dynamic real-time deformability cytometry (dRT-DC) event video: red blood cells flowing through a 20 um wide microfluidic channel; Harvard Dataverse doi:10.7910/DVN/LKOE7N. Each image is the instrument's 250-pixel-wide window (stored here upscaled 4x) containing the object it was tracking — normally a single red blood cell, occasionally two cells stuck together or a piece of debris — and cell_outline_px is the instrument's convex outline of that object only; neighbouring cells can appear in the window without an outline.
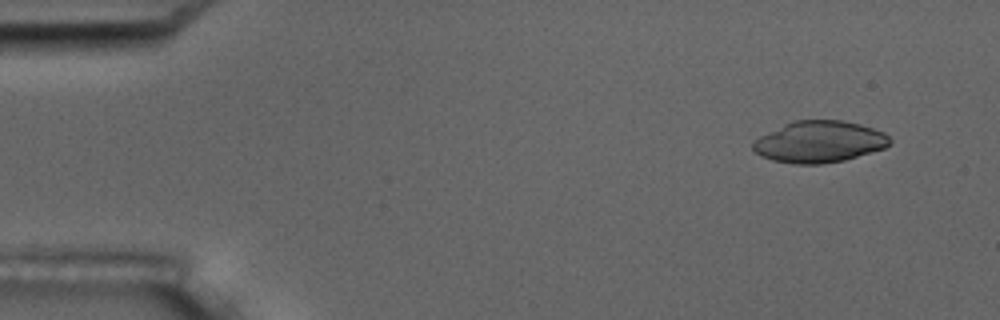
{"species": "common noctule bat (a hibernating species)", "species_latin": "Nyctalus noctula", "temperature_condition": "room temperature", "stored_images_in_passage": 4, "camera_frame_rate_fps": 3000, "um_per_image_px": 0.085, "animal": {"sex": "male", "body_mass_g": 17.5, "forearm_length_mm": 52.3}, "frame": {"image": 1, "passage_image": 1, "time_ms": 0.0, "image_size_px": [1000, 320], "cell_outline_px": [[892, 144], [884, 148], [844, 160], [820, 164], [796, 164], [772, 160], [760, 156], [752, 148], [752, 144], [760, 136], [792, 120], [840, 120], [860, 124], [884, 132], [892, 140]], "centroid_in_image_um": [69.65, 12.05], "position_along_channel_um": 15.4, "area_um2": 33.06}}